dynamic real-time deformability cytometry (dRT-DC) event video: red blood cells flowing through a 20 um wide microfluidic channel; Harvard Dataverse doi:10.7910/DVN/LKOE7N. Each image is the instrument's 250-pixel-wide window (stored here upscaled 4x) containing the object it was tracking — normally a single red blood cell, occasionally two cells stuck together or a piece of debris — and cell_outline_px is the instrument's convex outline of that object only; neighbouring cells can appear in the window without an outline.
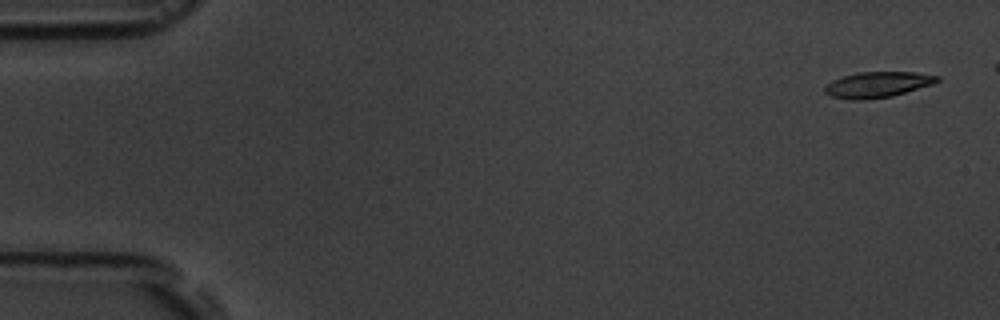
{"species": "common noctule bat (a hibernating species)", "species_latin": "Nyctalus noctula", "temperature_condition": "room temperature", "stored_images_in_passage": 4, "camera_frame_rate_fps": 3000, "um_per_image_px": 0.085, "animal": {"sex": "male", "body_mass_g": 19.5, "forearm_length_mm": 54.6}, "frame": {"image": 1, "passage_image": 1, "time_ms": 0.0, "image_size_px": [1000, 320], "cell_outline_px": [[940, 80], [932, 84], [892, 96], [864, 100], [848, 100], [832, 96], [824, 92], [824, 88], [832, 80], [844, 76], [860, 72], [916, 72], [940, 76]], "centroid_in_image_um": [74.59, 7.19], "position_along_channel_um": 10.4, "area_um2": 16.76}}